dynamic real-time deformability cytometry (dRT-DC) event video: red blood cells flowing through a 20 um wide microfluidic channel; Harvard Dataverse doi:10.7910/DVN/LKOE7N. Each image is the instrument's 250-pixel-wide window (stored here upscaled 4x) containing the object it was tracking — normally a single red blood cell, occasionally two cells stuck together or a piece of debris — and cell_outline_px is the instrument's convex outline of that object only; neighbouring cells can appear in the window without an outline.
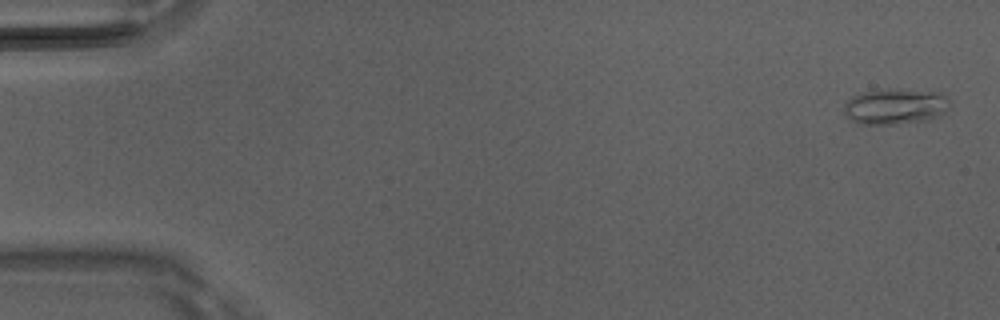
{"species": "Egyptian fruit bat (a non-hibernating species)", "species_latin": "Rousettus aegyptiacus", "temperature_condition": "room temperature", "stored_images_in_passage": 4, "camera_frame_rate_fps": 3000, "um_per_image_px": 0.085, "animal": {"sex": "male"}, "frame": {"image": 1, "passage_image": 1, "time_ms": 0.0, "image_size_px": [1000, 320], "cell_outline_px": [[948, 108], [940, 116], [928, 120], [896, 124], [856, 124], [844, 116], [844, 104], [852, 96], [860, 92], [888, 88], [896, 88], [940, 92], [948, 96]], "centroid_in_image_um": [76.07, 9.04], "position_along_channel_um": 8.9, "area_um2": 22.6}}